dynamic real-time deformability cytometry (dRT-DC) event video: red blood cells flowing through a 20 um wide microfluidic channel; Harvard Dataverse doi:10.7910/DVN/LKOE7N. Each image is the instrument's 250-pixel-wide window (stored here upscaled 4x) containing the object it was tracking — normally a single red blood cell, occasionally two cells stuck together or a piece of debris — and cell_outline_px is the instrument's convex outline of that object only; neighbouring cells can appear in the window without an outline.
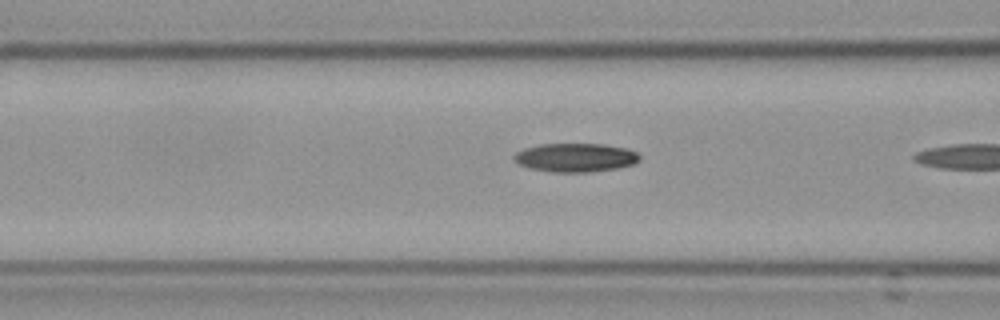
{"species": "Egyptian fruit bat (a non-hibernating species)", "species_latin": "Rousettus aegyptiacus", "temperature_condition": "cold", "stored_images_in_passage": 8, "camera_frame_rate_fps": 3000, "um_per_image_px": 0.085, "frame": {"image": 1, "passage_image": 7, "time_ms": 2.0, "image_size_px": [1000, 320], "cell_outline_px": [[640, 160], [632, 164], [616, 168], [588, 172], [552, 172], [532, 168], [520, 164], [512, 156], [516, 152], [524, 148], [540, 144], [604, 144], [628, 148], [636, 152], [640, 156]], "centroid_in_image_um": [48.93, 13.38], "position_along_channel_um": 117.7, "area_um2": 20.87}}